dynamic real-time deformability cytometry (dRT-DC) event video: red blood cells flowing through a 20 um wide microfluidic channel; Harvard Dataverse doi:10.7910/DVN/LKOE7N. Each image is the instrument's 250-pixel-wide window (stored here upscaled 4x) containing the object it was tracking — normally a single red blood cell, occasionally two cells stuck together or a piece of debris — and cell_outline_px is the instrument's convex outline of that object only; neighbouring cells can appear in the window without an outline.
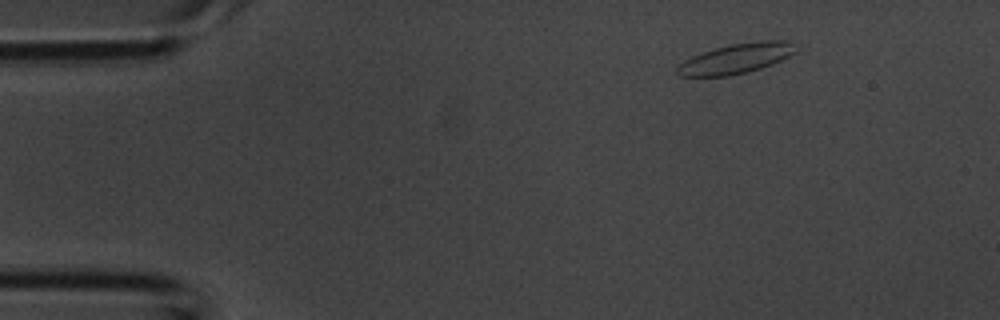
{"species": "common noctule bat (a hibernating species)", "species_latin": "Nyctalus noctula", "temperature_condition": "room temperature", "stored_images_in_passage": 3, "camera_frame_rate_fps": 3000, "um_per_image_px": 0.085, "animal": {"sex": "male", "body_mass_g": 20.1, "forearm_length_mm": 53.5}, "frame": {"image": 1, "passage_image": 1, "time_ms": 0.0, "image_size_px": [1000, 320], "cell_outline_px": [[796, 52], [772, 64], [760, 68], [728, 76], [676, 76], [676, 68], [684, 60], [692, 56], [716, 48], [732, 44], [764, 40], [784, 40], [792, 44]], "centroid_in_image_um": [62.52, 4.98], "position_along_channel_um": 22.5, "area_um2": 20.29}}